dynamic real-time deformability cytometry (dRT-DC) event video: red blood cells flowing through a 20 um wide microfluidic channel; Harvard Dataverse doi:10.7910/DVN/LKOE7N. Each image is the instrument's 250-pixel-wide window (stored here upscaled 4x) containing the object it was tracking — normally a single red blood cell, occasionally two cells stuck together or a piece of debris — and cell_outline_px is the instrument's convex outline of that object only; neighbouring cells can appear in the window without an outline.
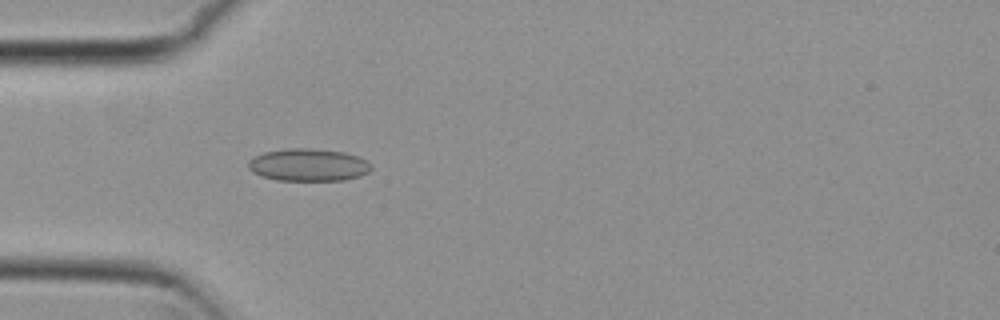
{"species": "common noctule bat (a hibernating species)", "species_latin": "Nyctalus noctula", "temperature_condition": "cold", "stored_images_in_passage": 53, "camera_frame_rate_fps": 3000, "um_per_image_px": 0.085, "animal": {"sex": "female", "body_mass_g": 29.2, "forearm_length_mm": 56.3}, "frame": {"image": 1, "passage_image": 15, "time_ms": 4.667, "image_size_px": [1000, 320], "cell_outline_px": [[372, 168], [368, 172], [360, 176], [344, 180], [276, 180], [260, 176], [252, 172], [248, 168], [248, 160], [264, 152], [284, 148], [312, 148], [344, 152], [360, 156], [372, 164]], "centroid_in_image_um": [26.22, 14.01], "position_along_channel_um": 58.8, "area_um2": 23.52}}
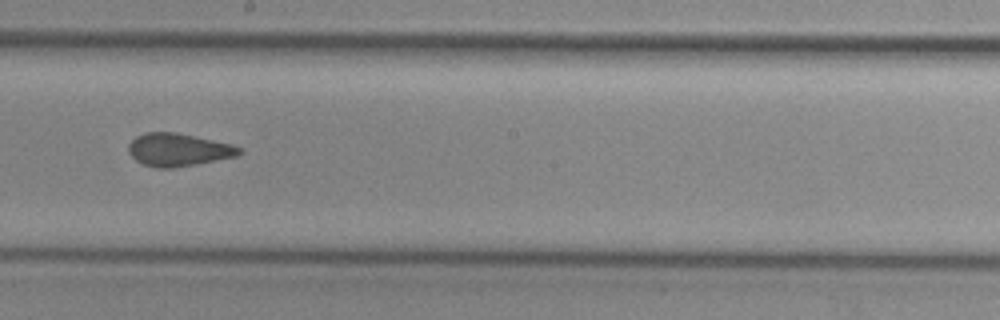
{"frame": {"image": 2, "passage_image": 29, "time_ms": 9.333, "image_size_px": [1000, 320], "cell_outline_px": [[244, 152], [236, 156], [196, 164], [172, 168], [156, 168], [144, 164], [136, 160], [128, 152], [128, 144], [136, 136], [144, 132], [176, 132], [232, 144], [240, 148]], "centroid_in_image_um": [15.14, 12.72], "position_along_channel_um": 233.1, "area_um2": 21.15}}
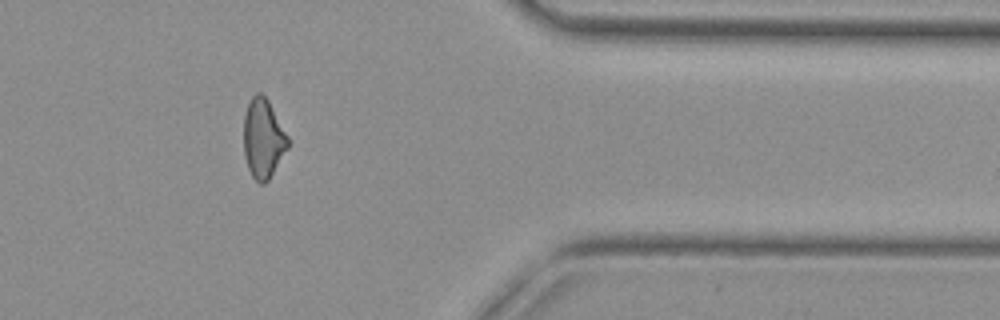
{"frame": {"image": 3, "passage_image": 43, "time_ms": 14.0, "image_size_px": [1000, 320], "cell_outline_px": [[288, 148], [268, 180], [264, 184], [260, 184], [252, 176], [248, 168], [244, 156], [244, 116], [248, 104], [252, 96], [256, 92], [260, 92], [268, 100], [288, 136]], "centroid_in_image_um": [22.36, 11.78], "position_along_channel_um": 389.0, "area_um2": 20.29}, "authors_computed_cell_mechanics": {"area_um2": 21.5016, "velocity_mm_per_s": 3.8002, "shape_relaxation_time_tau1_ms": null, "shape_relaxation_time_tau2_ms": 2.6654, "deformation_change_tau1": null, "deformation_change_tau2": 0.0944}}